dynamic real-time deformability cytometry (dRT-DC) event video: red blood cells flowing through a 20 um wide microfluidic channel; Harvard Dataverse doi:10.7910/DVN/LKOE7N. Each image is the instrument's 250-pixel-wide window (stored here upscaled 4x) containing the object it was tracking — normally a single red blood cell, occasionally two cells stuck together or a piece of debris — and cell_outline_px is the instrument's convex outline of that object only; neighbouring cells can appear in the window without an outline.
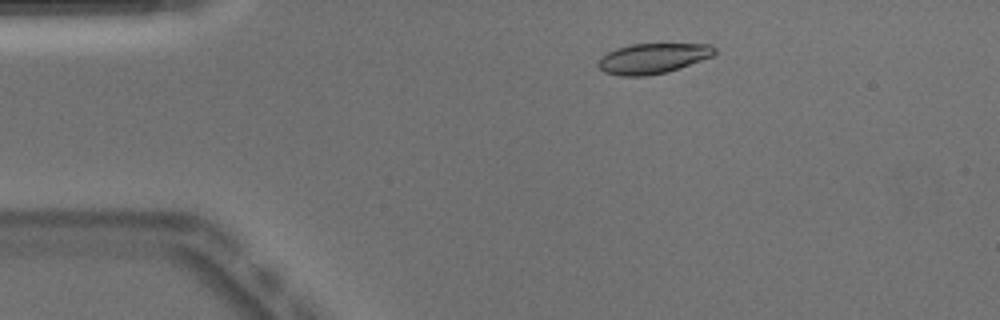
{"species": "Egyptian fruit bat (a non-hibernating species)", "species_latin": "Rousettus aegyptiacus", "temperature_condition": "warm", "stored_images_in_passage": 50, "camera_frame_rate_fps": 3000, "um_per_image_px": 0.085, "animal": {"sex": "male"}, "frame": {"image": 1, "passage_image": 8, "time_ms": 2.333, "image_size_px": [1000, 320], "cell_outline_px": [[716, 52], [712, 56], [668, 72], [644, 76], [620, 76], [604, 72], [596, 64], [600, 56], [616, 48], [632, 44], [712, 44], [716, 48]], "centroid_in_image_um": [55.46, 4.96], "position_along_channel_um": 29.5, "area_um2": 20.58}}
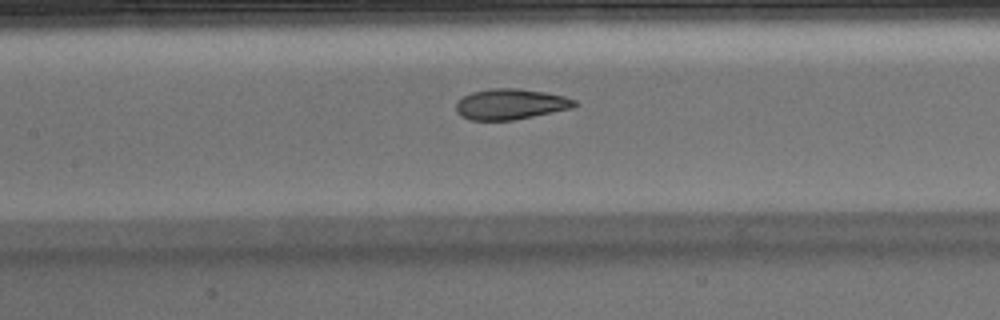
{"frame": {"image": 2, "passage_image": 22, "time_ms": 7.0, "image_size_px": [1000, 320], "cell_outline_px": [[580, 104], [572, 108], [512, 120], [468, 120], [460, 116], [456, 112], [456, 100], [472, 92], [492, 88], [516, 88], [544, 92], [564, 96], [576, 100]], "centroid_in_image_um": [43.37, 8.85], "position_along_channel_um": 164.0, "area_um2": 21.21}}
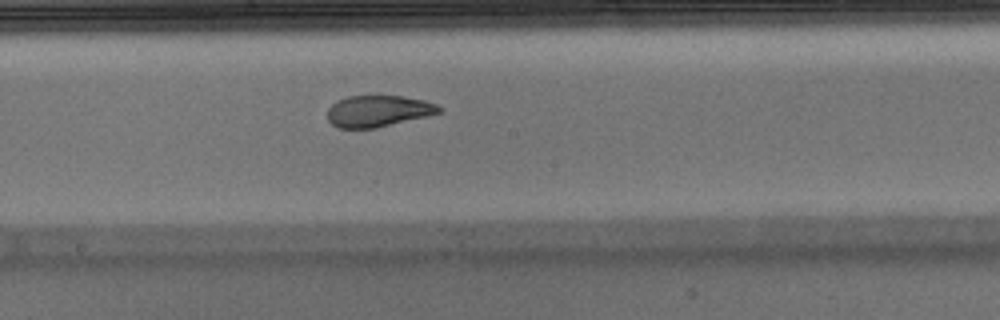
{"frame": {"image": 3, "passage_image": 26, "time_ms": 8.333, "image_size_px": [1000, 320], "cell_outline_px": [[444, 108], [440, 112], [428, 116], [376, 128], [336, 128], [328, 120], [328, 108], [336, 100], [348, 96], [380, 92], [404, 96], [424, 100], [436, 104]], "centroid_in_image_um": [32.14, 9.39], "position_along_channel_um": 216.1, "area_um2": 21.39}, "authors_computed_cell_mechanics": {"area_um2": 21.5016, "velocity_mm_per_s": 3.9102, "shape_relaxation_time_tau1_ms": 7.7439, "shape_relaxation_time_tau2_ms": null, "deformation_change_tau1": 0.2449, "deformation_change_tau2": null}}